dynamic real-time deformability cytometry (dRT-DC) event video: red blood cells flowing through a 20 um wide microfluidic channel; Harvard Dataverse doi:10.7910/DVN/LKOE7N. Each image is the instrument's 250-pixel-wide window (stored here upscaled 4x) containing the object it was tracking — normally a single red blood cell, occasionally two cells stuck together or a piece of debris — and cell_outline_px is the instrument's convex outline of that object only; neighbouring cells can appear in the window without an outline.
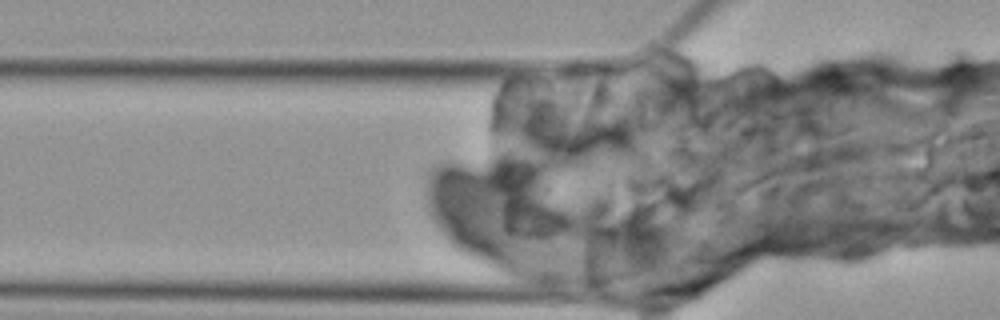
{"species": "Egyptian fruit bat (a non-hibernating species)", "species_latin": "Rousettus aegyptiacus", "temperature_condition": "cold", "stored_images_in_passage": 5, "camera_frame_rate_fps": 3000, "um_per_image_px": 0.085, "animal": {"sex": "female"}, "frame": {"image": 1, "passage_image": 3, "time_ms": 2.333, "image_size_px": [1000, 320], "cell_outline_px": [[564, 220], [548, 232], [544, 232], [504, 220], [500, 208], [496, 176], [500, 164], [516, 172]], "centroid_in_image_um": [44.52, 17.24], "position_along_channel_um": 81.3, "area_um2": 17.57}}